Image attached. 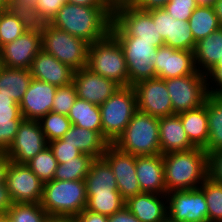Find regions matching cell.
Masks as SVG:
<instances>
[{
  "mask_svg": "<svg viewBox=\"0 0 222 222\" xmlns=\"http://www.w3.org/2000/svg\"><path fill=\"white\" fill-rule=\"evenodd\" d=\"M159 222H172V219L167 215L165 218H163Z\"/></svg>",
  "mask_w": 222,
  "mask_h": 222,
  "instance_id": "obj_61",
  "label": "cell"
},
{
  "mask_svg": "<svg viewBox=\"0 0 222 222\" xmlns=\"http://www.w3.org/2000/svg\"><path fill=\"white\" fill-rule=\"evenodd\" d=\"M67 117L72 125L97 131L102 135L101 111L98 105L77 98Z\"/></svg>",
  "mask_w": 222,
  "mask_h": 222,
  "instance_id": "obj_32",
  "label": "cell"
},
{
  "mask_svg": "<svg viewBox=\"0 0 222 222\" xmlns=\"http://www.w3.org/2000/svg\"><path fill=\"white\" fill-rule=\"evenodd\" d=\"M215 1L216 0H195L196 4L198 6H201V5H203V6H213Z\"/></svg>",
  "mask_w": 222,
  "mask_h": 222,
  "instance_id": "obj_58",
  "label": "cell"
},
{
  "mask_svg": "<svg viewBox=\"0 0 222 222\" xmlns=\"http://www.w3.org/2000/svg\"><path fill=\"white\" fill-rule=\"evenodd\" d=\"M13 201L6 183H0V214H6Z\"/></svg>",
  "mask_w": 222,
  "mask_h": 222,
  "instance_id": "obj_51",
  "label": "cell"
},
{
  "mask_svg": "<svg viewBox=\"0 0 222 222\" xmlns=\"http://www.w3.org/2000/svg\"><path fill=\"white\" fill-rule=\"evenodd\" d=\"M150 15L154 21L158 33L162 36L163 41L170 36L171 15L164 8L150 10Z\"/></svg>",
  "mask_w": 222,
  "mask_h": 222,
  "instance_id": "obj_45",
  "label": "cell"
},
{
  "mask_svg": "<svg viewBox=\"0 0 222 222\" xmlns=\"http://www.w3.org/2000/svg\"><path fill=\"white\" fill-rule=\"evenodd\" d=\"M41 50V33L25 31L0 48V64L8 68L30 69L34 57Z\"/></svg>",
  "mask_w": 222,
  "mask_h": 222,
  "instance_id": "obj_16",
  "label": "cell"
},
{
  "mask_svg": "<svg viewBox=\"0 0 222 222\" xmlns=\"http://www.w3.org/2000/svg\"><path fill=\"white\" fill-rule=\"evenodd\" d=\"M32 80L30 69L0 66V94L9 96L18 104L21 102Z\"/></svg>",
  "mask_w": 222,
  "mask_h": 222,
  "instance_id": "obj_29",
  "label": "cell"
},
{
  "mask_svg": "<svg viewBox=\"0 0 222 222\" xmlns=\"http://www.w3.org/2000/svg\"><path fill=\"white\" fill-rule=\"evenodd\" d=\"M167 193L196 189L209 177L208 154L203 148L162 155Z\"/></svg>",
  "mask_w": 222,
  "mask_h": 222,
  "instance_id": "obj_2",
  "label": "cell"
},
{
  "mask_svg": "<svg viewBox=\"0 0 222 222\" xmlns=\"http://www.w3.org/2000/svg\"><path fill=\"white\" fill-rule=\"evenodd\" d=\"M47 146L48 141L39 121L23 119L13 142L5 152L12 162L26 164Z\"/></svg>",
  "mask_w": 222,
  "mask_h": 222,
  "instance_id": "obj_12",
  "label": "cell"
},
{
  "mask_svg": "<svg viewBox=\"0 0 222 222\" xmlns=\"http://www.w3.org/2000/svg\"><path fill=\"white\" fill-rule=\"evenodd\" d=\"M120 44L126 60L129 86L156 77L154 42L137 41L136 36H113Z\"/></svg>",
  "mask_w": 222,
  "mask_h": 222,
  "instance_id": "obj_9",
  "label": "cell"
},
{
  "mask_svg": "<svg viewBox=\"0 0 222 222\" xmlns=\"http://www.w3.org/2000/svg\"><path fill=\"white\" fill-rule=\"evenodd\" d=\"M9 157L5 151H0V183H5L8 164L10 163Z\"/></svg>",
  "mask_w": 222,
  "mask_h": 222,
  "instance_id": "obj_54",
  "label": "cell"
},
{
  "mask_svg": "<svg viewBox=\"0 0 222 222\" xmlns=\"http://www.w3.org/2000/svg\"><path fill=\"white\" fill-rule=\"evenodd\" d=\"M6 214L11 222H45L49 216L40 203H13Z\"/></svg>",
  "mask_w": 222,
  "mask_h": 222,
  "instance_id": "obj_39",
  "label": "cell"
},
{
  "mask_svg": "<svg viewBox=\"0 0 222 222\" xmlns=\"http://www.w3.org/2000/svg\"><path fill=\"white\" fill-rule=\"evenodd\" d=\"M23 119L19 104L0 94V151L8 149Z\"/></svg>",
  "mask_w": 222,
  "mask_h": 222,
  "instance_id": "obj_25",
  "label": "cell"
},
{
  "mask_svg": "<svg viewBox=\"0 0 222 222\" xmlns=\"http://www.w3.org/2000/svg\"><path fill=\"white\" fill-rule=\"evenodd\" d=\"M67 2L82 6H107L105 0H67Z\"/></svg>",
  "mask_w": 222,
  "mask_h": 222,
  "instance_id": "obj_55",
  "label": "cell"
},
{
  "mask_svg": "<svg viewBox=\"0 0 222 222\" xmlns=\"http://www.w3.org/2000/svg\"><path fill=\"white\" fill-rule=\"evenodd\" d=\"M35 8L39 11L42 16L49 23L52 18L56 15L58 10L63 6L61 0H33Z\"/></svg>",
  "mask_w": 222,
  "mask_h": 222,
  "instance_id": "obj_47",
  "label": "cell"
},
{
  "mask_svg": "<svg viewBox=\"0 0 222 222\" xmlns=\"http://www.w3.org/2000/svg\"><path fill=\"white\" fill-rule=\"evenodd\" d=\"M87 68L121 87L129 86L126 60L119 42L109 33L105 38L89 44Z\"/></svg>",
  "mask_w": 222,
  "mask_h": 222,
  "instance_id": "obj_5",
  "label": "cell"
},
{
  "mask_svg": "<svg viewBox=\"0 0 222 222\" xmlns=\"http://www.w3.org/2000/svg\"><path fill=\"white\" fill-rule=\"evenodd\" d=\"M165 83L175 114L201 107L208 95L207 77L199 71L166 79Z\"/></svg>",
  "mask_w": 222,
  "mask_h": 222,
  "instance_id": "obj_10",
  "label": "cell"
},
{
  "mask_svg": "<svg viewBox=\"0 0 222 222\" xmlns=\"http://www.w3.org/2000/svg\"><path fill=\"white\" fill-rule=\"evenodd\" d=\"M169 0H138L134 7L150 11L153 9H161L164 8Z\"/></svg>",
  "mask_w": 222,
  "mask_h": 222,
  "instance_id": "obj_52",
  "label": "cell"
},
{
  "mask_svg": "<svg viewBox=\"0 0 222 222\" xmlns=\"http://www.w3.org/2000/svg\"><path fill=\"white\" fill-rule=\"evenodd\" d=\"M135 169L142 192L167 194L162 154L136 156Z\"/></svg>",
  "mask_w": 222,
  "mask_h": 222,
  "instance_id": "obj_21",
  "label": "cell"
},
{
  "mask_svg": "<svg viewBox=\"0 0 222 222\" xmlns=\"http://www.w3.org/2000/svg\"><path fill=\"white\" fill-rule=\"evenodd\" d=\"M86 194H111L119 192L114 173L103 158L91 162L89 172L85 178Z\"/></svg>",
  "mask_w": 222,
  "mask_h": 222,
  "instance_id": "obj_28",
  "label": "cell"
},
{
  "mask_svg": "<svg viewBox=\"0 0 222 222\" xmlns=\"http://www.w3.org/2000/svg\"><path fill=\"white\" fill-rule=\"evenodd\" d=\"M102 158L109 164L114 173L117 189L125 201L142 193L136 176V156L125 153L113 144H109Z\"/></svg>",
  "mask_w": 222,
  "mask_h": 222,
  "instance_id": "obj_15",
  "label": "cell"
},
{
  "mask_svg": "<svg viewBox=\"0 0 222 222\" xmlns=\"http://www.w3.org/2000/svg\"><path fill=\"white\" fill-rule=\"evenodd\" d=\"M112 13L108 6H82L64 3L50 25L79 37L89 44L110 33Z\"/></svg>",
  "mask_w": 222,
  "mask_h": 222,
  "instance_id": "obj_1",
  "label": "cell"
},
{
  "mask_svg": "<svg viewBox=\"0 0 222 222\" xmlns=\"http://www.w3.org/2000/svg\"><path fill=\"white\" fill-rule=\"evenodd\" d=\"M9 0H0V10L6 9Z\"/></svg>",
  "mask_w": 222,
  "mask_h": 222,
  "instance_id": "obj_59",
  "label": "cell"
},
{
  "mask_svg": "<svg viewBox=\"0 0 222 222\" xmlns=\"http://www.w3.org/2000/svg\"><path fill=\"white\" fill-rule=\"evenodd\" d=\"M207 107L209 139L205 151L211 154L222 150V95L208 94Z\"/></svg>",
  "mask_w": 222,
  "mask_h": 222,
  "instance_id": "obj_30",
  "label": "cell"
},
{
  "mask_svg": "<svg viewBox=\"0 0 222 222\" xmlns=\"http://www.w3.org/2000/svg\"><path fill=\"white\" fill-rule=\"evenodd\" d=\"M137 1L138 0H105L112 14L121 8L134 6L137 3Z\"/></svg>",
  "mask_w": 222,
  "mask_h": 222,
  "instance_id": "obj_53",
  "label": "cell"
},
{
  "mask_svg": "<svg viewBox=\"0 0 222 222\" xmlns=\"http://www.w3.org/2000/svg\"><path fill=\"white\" fill-rule=\"evenodd\" d=\"M167 196V215L174 222H208V208L200 188L172 191Z\"/></svg>",
  "mask_w": 222,
  "mask_h": 222,
  "instance_id": "obj_11",
  "label": "cell"
},
{
  "mask_svg": "<svg viewBox=\"0 0 222 222\" xmlns=\"http://www.w3.org/2000/svg\"><path fill=\"white\" fill-rule=\"evenodd\" d=\"M108 222H141L134 214H132L126 206L111 216H108Z\"/></svg>",
  "mask_w": 222,
  "mask_h": 222,
  "instance_id": "obj_49",
  "label": "cell"
},
{
  "mask_svg": "<svg viewBox=\"0 0 222 222\" xmlns=\"http://www.w3.org/2000/svg\"><path fill=\"white\" fill-rule=\"evenodd\" d=\"M86 209L105 216H111L125 206V200L119 192L111 194H86Z\"/></svg>",
  "mask_w": 222,
  "mask_h": 222,
  "instance_id": "obj_36",
  "label": "cell"
},
{
  "mask_svg": "<svg viewBox=\"0 0 222 222\" xmlns=\"http://www.w3.org/2000/svg\"><path fill=\"white\" fill-rule=\"evenodd\" d=\"M5 183L13 203H41L44 183L26 164L10 161Z\"/></svg>",
  "mask_w": 222,
  "mask_h": 222,
  "instance_id": "obj_13",
  "label": "cell"
},
{
  "mask_svg": "<svg viewBox=\"0 0 222 222\" xmlns=\"http://www.w3.org/2000/svg\"><path fill=\"white\" fill-rule=\"evenodd\" d=\"M6 9L22 22L26 31H36L42 33L48 22L37 11L33 0H9Z\"/></svg>",
  "mask_w": 222,
  "mask_h": 222,
  "instance_id": "obj_31",
  "label": "cell"
},
{
  "mask_svg": "<svg viewBox=\"0 0 222 222\" xmlns=\"http://www.w3.org/2000/svg\"><path fill=\"white\" fill-rule=\"evenodd\" d=\"M45 222H76V220L71 216H48Z\"/></svg>",
  "mask_w": 222,
  "mask_h": 222,
  "instance_id": "obj_56",
  "label": "cell"
},
{
  "mask_svg": "<svg viewBox=\"0 0 222 222\" xmlns=\"http://www.w3.org/2000/svg\"><path fill=\"white\" fill-rule=\"evenodd\" d=\"M222 57V29L196 42L194 62L197 71L207 74ZM198 67V68H197Z\"/></svg>",
  "mask_w": 222,
  "mask_h": 222,
  "instance_id": "obj_26",
  "label": "cell"
},
{
  "mask_svg": "<svg viewBox=\"0 0 222 222\" xmlns=\"http://www.w3.org/2000/svg\"><path fill=\"white\" fill-rule=\"evenodd\" d=\"M26 165L43 183H46L53 180L58 162L50 147L47 146L28 161Z\"/></svg>",
  "mask_w": 222,
  "mask_h": 222,
  "instance_id": "obj_38",
  "label": "cell"
},
{
  "mask_svg": "<svg viewBox=\"0 0 222 222\" xmlns=\"http://www.w3.org/2000/svg\"><path fill=\"white\" fill-rule=\"evenodd\" d=\"M206 77L208 94L222 95V63H217Z\"/></svg>",
  "mask_w": 222,
  "mask_h": 222,
  "instance_id": "obj_46",
  "label": "cell"
},
{
  "mask_svg": "<svg viewBox=\"0 0 222 222\" xmlns=\"http://www.w3.org/2000/svg\"><path fill=\"white\" fill-rule=\"evenodd\" d=\"M154 67L156 77L164 80L191 75L197 71L194 51L175 49L165 45L157 48Z\"/></svg>",
  "mask_w": 222,
  "mask_h": 222,
  "instance_id": "obj_18",
  "label": "cell"
},
{
  "mask_svg": "<svg viewBox=\"0 0 222 222\" xmlns=\"http://www.w3.org/2000/svg\"><path fill=\"white\" fill-rule=\"evenodd\" d=\"M184 130L190 142L204 150L207 148L209 139L207 107L203 104L201 107L178 113Z\"/></svg>",
  "mask_w": 222,
  "mask_h": 222,
  "instance_id": "obj_27",
  "label": "cell"
},
{
  "mask_svg": "<svg viewBox=\"0 0 222 222\" xmlns=\"http://www.w3.org/2000/svg\"><path fill=\"white\" fill-rule=\"evenodd\" d=\"M41 206L49 216L75 217L87 205L85 180H52L43 184Z\"/></svg>",
  "mask_w": 222,
  "mask_h": 222,
  "instance_id": "obj_4",
  "label": "cell"
},
{
  "mask_svg": "<svg viewBox=\"0 0 222 222\" xmlns=\"http://www.w3.org/2000/svg\"><path fill=\"white\" fill-rule=\"evenodd\" d=\"M133 87L137 96L138 111L158 118L175 114L164 79H145Z\"/></svg>",
  "mask_w": 222,
  "mask_h": 222,
  "instance_id": "obj_14",
  "label": "cell"
},
{
  "mask_svg": "<svg viewBox=\"0 0 222 222\" xmlns=\"http://www.w3.org/2000/svg\"><path fill=\"white\" fill-rule=\"evenodd\" d=\"M57 86L32 78L27 91L19 103L21 114L26 120L39 121L52 111Z\"/></svg>",
  "mask_w": 222,
  "mask_h": 222,
  "instance_id": "obj_19",
  "label": "cell"
},
{
  "mask_svg": "<svg viewBox=\"0 0 222 222\" xmlns=\"http://www.w3.org/2000/svg\"><path fill=\"white\" fill-rule=\"evenodd\" d=\"M218 63H222V57L220 58V60L218 61Z\"/></svg>",
  "mask_w": 222,
  "mask_h": 222,
  "instance_id": "obj_62",
  "label": "cell"
},
{
  "mask_svg": "<svg viewBox=\"0 0 222 222\" xmlns=\"http://www.w3.org/2000/svg\"><path fill=\"white\" fill-rule=\"evenodd\" d=\"M39 123L48 143L63 138L64 134L72 126L71 121L66 115L50 111L43 116Z\"/></svg>",
  "mask_w": 222,
  "mask_h": 222,
  "instance_id": "obj_40",
  "label": "cell"
},
{
  "mask_svg": "<svg viewBox=\"0 0 222 222\" xmlns=\"http://www.w3.org/2000/svg\"><path fill=\"white\" fill-rule=\"evenodd\" d=\"M61 139L94 159L102 158L109 145V142L99 132L75 125H72Z\"/></svg>",
  "mask_w": 222,
  "mask_h": 222,
  "instance_id": "obj_24",
  "label": "cell"
},
{
  "mask_svg": "<svg viewBox=\"0 0 222 222\" xmlns=\"http://www.w3.org/2000/svg\"><path fill=\"white\" fill-rule=\"evenodd\" d=\"M188 22L195 42L221 28L213 6H197Z\"/></svg>",
  "mask_w": 222,
  "mask_h": 222,
  "instance_id": "obj_33",
  "label": "cell"
},
{
  "mask_svg": "<svg viewBox=\"0 0 222 222\" xmlns=\"http://www.w3.org/2000/svg\"><path fill=\"white\" fill-rule=\"evenodd\" d=\"M93 160L94 158L90 155L82 153L66 163L58 164L53 179L60 181L85 180Z\"/></svg>",
  "mask_w": 222,
  "mask_h": 222,
  "instance_id": "obj_34",
  "label": "cell"
},
{
  "mask_svg": "<svg viewBox=\"0 0 222 222\" xmlns=\"http://www.w3.org/2000/svg\"><path fill=\"white\" fill-rule=\"evenodd\" d=\"M125 206L141 222H159L167 216V196L139 193L125 201Z\"/></svg>",
  "mask_w": 222,
  "mask_h": 222,
  "instance_id": "obj_23",
  "label": "cell"
},
{
  "mask_svg": "<svg viewBox=\"0 0 222 222\" xmlns=\"http://www.w3.org/2000/svg\"><path fill=\"white\" fill-rule=\"evenodd\" d=\"M58 164L66 163L82 154L80 150L71 144L65 143L62 139H57L48 143Z\"/></svg>",
  "mask_w": 222,
  "mask_h": 222,
  "instance_id": "obj_44",
  "label": "cell"
},
{
  "mask_svg": "<svg viewBox=\"0 0 222 222\" xmlns=\"http://www.w3.org/2000/svg\"><path fill=\"white\" fill-rule=\"evenodd\" d=\"M42 50L74 71L87 66L89 43L47 24L41 33Z\"/></svg>",
  "mask_w": 222,
  "mask_h": 222,
  "instance_id": "obj_7",
  "label": "cell"
},
{
  "mask_svg": "<svg viewBox=\"0 0 222 222\" xmlns=\"http://www.w3.org/2000/svg\"><path fill=\"white\" fill-rule=\"evenodd\" d=\"M209 177L222 184V150L208 155Z\"/></svg>",
  "mask_w": 222,
  "mask_h": 222,
  "instance_id": "obj_48",
  "label": "cell"
},
{
  "mask_svg": "<svg viewBox=\"0 0 222 222\" xmlns=\"http://www.w3.org/2000/svg\"><path fill=\"white\" fill-rule=\"evenodd\" d=\"M159 139L162 155L195 148L188 139L178 114L159 118Z\"/></svg>",
  "mask_w": 222,
  "mask_h": 222,
  "instance_id": "obj_22",
  "label": "cell"
},
{
  "mask_svg": "<svg viewBox=\"0 0 222 222\" xmlns=\"http://www.w3.org/2000/svg\"><path fill=\"white\" fill-rule=\"evenodd\" d=\"M26 30L7 9L0 12V48L21 36Z\"/></svg>",
  "mask_w": 222,
  "mask_h": 222,
  "instance_id": "obj_41",
  "label": "cell"
},
{
  "mask_svg": "<svg viewBox=\"0 0 222 222\" xmlns=\"http://www.w3.org/2000/svg\"><path fill=\"white\" fill-rule=\"evenodd\" d=\"M197 6L195 0H169L164 9L168 14L172 15L174 19L189 21L192 12Z\"/></svg>",
  "mask_w": 222,
  "mask_h": 222,
  "instance_id": "obj_43",
  "label": "cell"
},
{
  "mask_svg": "<svg viewBox=\"0 0 222 222\" xmlns=\"http://www.w3.org/2000/svg\"><path fill=\"white\" fill-rule=\"evenodd\" d=\"M213 9L217 16L220 26H222V0H216L213 4Z\"/></svg>",
  "mask_w": 222,
  "mask_h": 222,
  "instance_id": "obj_57",
  "label": "cell"
},
{
  "mask_svg": "<svg viewBox=\"0 0 222 222\" xmlns=\"http://www.w3.org/2000/svg\"><path fill=\"white\" fill-rule=\"evenodd\" d=\"M77 98L73 82L66 86L57 87L53 99L52 111L67 116Z\"/></svg>",
  "mask_w": 222,
  "mask_h": 222,
  "instance_id": "obj_42",
  "label": "cell"
},
{
  "mask_svg": "<svg viewBox=\"0 0 222 222\" xmlns=\"http://www.w3.org/2000/svg\"><path fill=\"white\" fill-rule=\"evenodd\" d=\"M112 36H136L137 41L154 42L156 48L164 46L162 36L158 33L150 11L128 6L112 14L110 28Z\"/></svg>",
  "mask_w": 222,
  "mask_h": 222,
  "instance_id": "obj_8",
  "label": "cell"
},
{
  "mask_svg": "<svg viewBox=\"0 0 222 222\" xmlns=\"http://www.w3.org/2000/svg\"><path fill=\"white\" fill-rule=\"evenodd\" d=\"M113 145L134 156L161 154L159 118L137 110Z\"/></svg>",
  "mask_w": 222,
  "mask_h": 222,
  "instance_id": "obj_3",
  "label": "cell"
},
{
  "mask_svg": "<svg viewBox=\"0 0 222 222\" xmlns=\"http://www.w3.org/2000/svg\"><path fill=\"white\" fill-rule=\"evenodd\" d=\"M76 222H108V216L83 209L75 216Z\"/></svg>",
  "mask_w": 222,
  "mask_h": 222,
  "instance_id": "obj_50",
  "label": "cell"
},
{
  "mask_svg": "<svg viewBox=\"0 0 222 222\" xmlns=\"http://www.w3.org/2000/svg\"><path fill=\"white\" fill-rule=\"evenodd\" d=\"M0 222H11L7 214H0Z\"/></svg>",
  "mask_w": 222,
  "mask_h": 222,
  "instance_id": "obj_60",
  "label": "cell"
},
{
  "mask_svg": "<svg viewBox=\"0 0 222 222\" xmlns=\"http://www.w3.org/2000/svg\"><path fill=\"white\" fill-rule=\"evenodd\" d=\"M164 45L175 49L194 51L196 42L189 27V22L174 19L171 15L170 36H167Z\"/></svg>",
  "mask_w": 222,
  "mask_h": 222,
  "instance_id": "obj_35",
  "label": "cell"
},
{
  "mask_svg": "<svg viewBox=\"0 0 222 222\" xmlns=\"http://www.w3.org/2000/svg\"><path fill=\"white\" fill-rule=\"evenodd\" d=\"M99 107L102 136L109 144H113L137 111V96L134 87H120Z\"/></svg>",
  "mask_w": 222,
  "mask_h": 222,
  "instance_id": "obj_6",
  "label": "cell"
},
{
  "mask_svg": "<svg viewBox=\"0 0 222 222\" xmlns=\"http://www.w3.org/2000/svg\"><path fill=\"white\" fill-rule=\"evenodd\" d=\"M199 188L207 203L208 222H222V184L208 177Z\"/></svg>",
  "mask_w": 222,
  "mask_h": 222,
  "instance_id": "obj_37",
  "label": "cell"
},
{
  "mask_svg": "<svg viewBox=\"0 0 222 222\" xmlns=\"http://www.w3.org/2000/svg\"><path fill=\"white\" fill-rule=\"evenodd\" d=\"M73 84L78 98L98 106L121 87L115 81L98 75L87 67L74 71Z\"/></svg>",
  "mask_w": 222,
  "mask_h": 222,
  "instance_id": "obj_17",
  "label": "cell"
},
{
  "mask_svg": "<svg viewBox=\"0 0 222 222\" xmlns=\"http://www.w3.org/2000/svg\"><path fill=\"white\" fill-rule=\"evenodd\" d=\"M30 72L32 78L57 87L73 82L74 70L43 50L34 57Z\"/></svg>",
  "mask_w": 222,
  "mask_h": 222,
  "instance_id": "obj_20",
  "label": "cell"
}]
</instances>
